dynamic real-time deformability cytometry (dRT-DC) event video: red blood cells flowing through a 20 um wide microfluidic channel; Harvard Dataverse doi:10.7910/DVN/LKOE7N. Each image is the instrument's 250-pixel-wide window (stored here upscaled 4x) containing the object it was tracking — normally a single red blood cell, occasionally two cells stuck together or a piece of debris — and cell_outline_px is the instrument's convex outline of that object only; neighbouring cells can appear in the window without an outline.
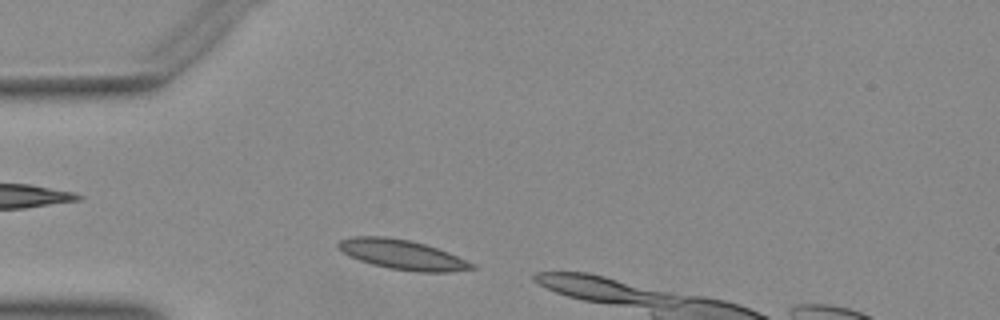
{"species": "Egyptian fruit bat (a non-hibernating species)", "species_latin": "Rousettus aegyptiacus", "temperature_condition": "warm", "stored_images_in_passage": 7, "camera_frame_rate_fps": 3000, "um_per_image_px": 0.085, "animal": {"sex": "female"}, "frame": {"image": 1, "passage_image": 2, "time_ms": 0.333, "image_size_px": [1000, 320], "cell_outline_px": [[476, 268], [444, 272], [416, 272], [388, 268], [372, 264], [348, 256], [336, 244], [340, 240], [352, 236], [384, 236], [408, 240], [424, 244], [448, 252], [476, 264]], "centroid_in_image_um": [34.19, 21.64], "position_along_channel_um": 50.8, "area_um2": 22.95}}